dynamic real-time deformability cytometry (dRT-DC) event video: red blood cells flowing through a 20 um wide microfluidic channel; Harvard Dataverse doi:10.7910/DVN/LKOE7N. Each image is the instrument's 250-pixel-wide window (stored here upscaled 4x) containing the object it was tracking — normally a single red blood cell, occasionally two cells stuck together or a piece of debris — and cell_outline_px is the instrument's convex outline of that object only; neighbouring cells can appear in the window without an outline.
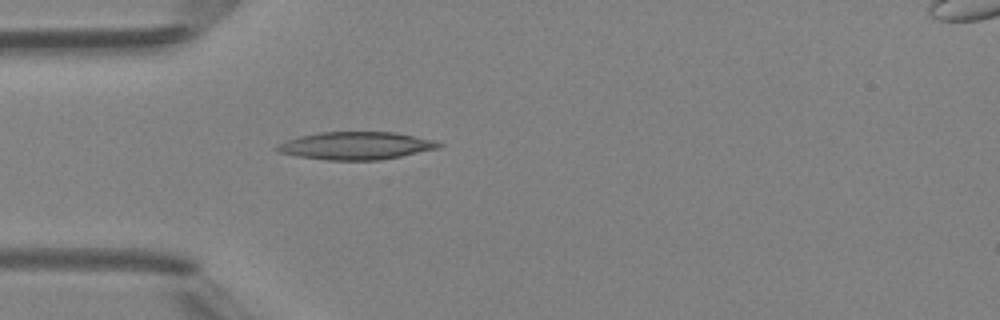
{"species": "Egyptian fruit bat (a non-hibernating species)", "species_latin": "Rousettus aegyptiacus", "temperature_condition": "room temperature", "stored_images_in_passage": 4, "camera_frame_rate_fps": 3000, "um_per_image_px": 0.085, "animal": {"sex": "female"}, "frame": {"image": 1, "passage_image": 4, "time_ms": 4.333, "image_size_px": [1000, 320], "cell_outline_px": [[444, 144], [440, 148], [380, 160], [328, 160], [296, 156], [276, 152], [272, 148], [276, 144], [300, 136], [320, 132], [396, 132], [436, 140]], "centroid_in_image_um": [30.24, 12.38], "position_along_channel_um": 54.8, "area_um2": 26.36}}